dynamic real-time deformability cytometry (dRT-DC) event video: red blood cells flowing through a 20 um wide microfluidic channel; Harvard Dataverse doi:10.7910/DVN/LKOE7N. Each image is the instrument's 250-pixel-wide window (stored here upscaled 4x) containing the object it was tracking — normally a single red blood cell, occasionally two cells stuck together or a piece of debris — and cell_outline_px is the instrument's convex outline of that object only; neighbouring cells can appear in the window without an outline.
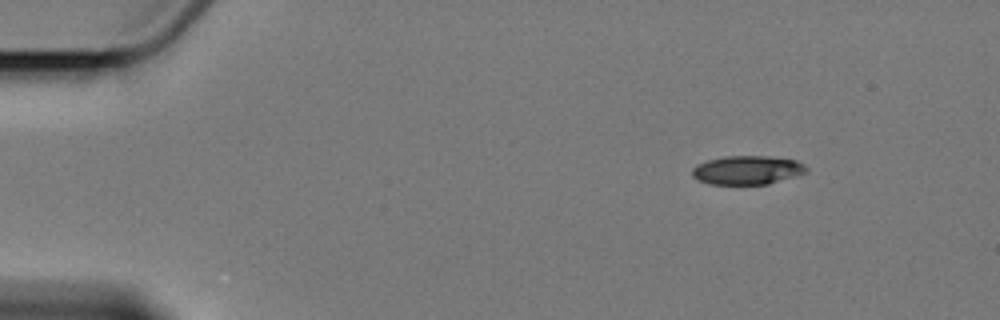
{"species": "Egyptian fruit bat (a non-hibernating species)", "species_latin": "Rousettus aegyptiacus", "temperature_condition": "cold", "stored_images_in_passage": 5, "camera_frame_rate_fps": 3000, "um_per_image_px": 0.085, "animal": {"sex": "female"}, "frame": {"image": 1, "passage_image": 1, "time_ms": 0.0, "image_size_px": [1000, 320], "cell_outline_px": [[808, 172], [800, 176], [768, 184], [708, 184], [696, 180], [692, 176], [692, 168], [696, 164], [708, 160], [724, 156], [772, 156], [796, 160], [804, 164], [808, 168]], "centroid_in_image_um": [63.55, 14.46], "position_along_channel_um": 21.5, "area_um2": 19.59}}
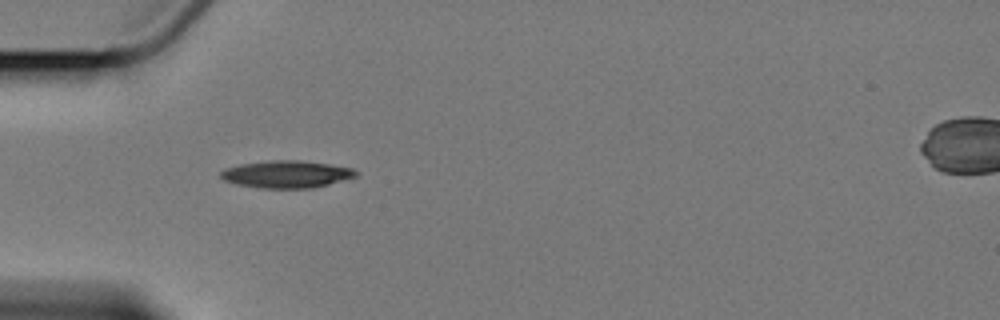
{"frame": {"image": 2, "passage_image": 4, "time_ms": 3.667, "image_size_px": [1000, 320], "cell_outline_px": [[360, 172], [356, 176], [328, 184], [312, 188], [260, 188], [236, 184], [224, 180], [220, 176], [220, 172], [224, 168], [240, 164], [272, 160], [296, 160], [328, 164], [352, 168]], "centroid_in_image_um": [24.33, 14.81], "position_along_channel_um": 60.7, "area_um2": 21.39}}